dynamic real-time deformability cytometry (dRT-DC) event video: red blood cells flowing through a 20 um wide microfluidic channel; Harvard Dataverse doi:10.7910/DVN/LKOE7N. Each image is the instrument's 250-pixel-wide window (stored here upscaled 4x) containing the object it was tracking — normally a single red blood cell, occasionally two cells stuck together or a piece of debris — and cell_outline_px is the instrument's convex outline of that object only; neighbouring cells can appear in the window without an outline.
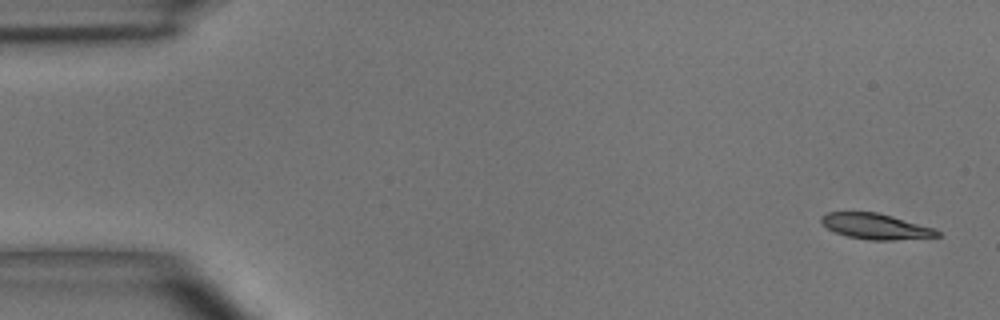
{"species": "common noctule bat (a hibernating species)", "species_latin": "Nyctalus noctula", "temperature_condition": "room temperature", "stored_images_in_passage": 4, "camera_frame_rate_fps": 3000, "um_per_image_px": 0.085, "animal": {"sex": "male", "body_mass_g": 15.6}, "frame": {"image": 1, "passage_image": 1, "time_ms": 0.0, "image_size_px": [1000, 320], "cell_outline_px": [[940, 236], [896, 240], [868, 240], [848, 236], [836, 232], [828, 228], [820, 220], [820, 216], [828, 212], [876, 212], [892, 216], [936, 228], [940, 232]], "centroid_in_image_um": [74.46, 19.24], "position_along_channel_um": 10.5, "area_um2": 17.28}}
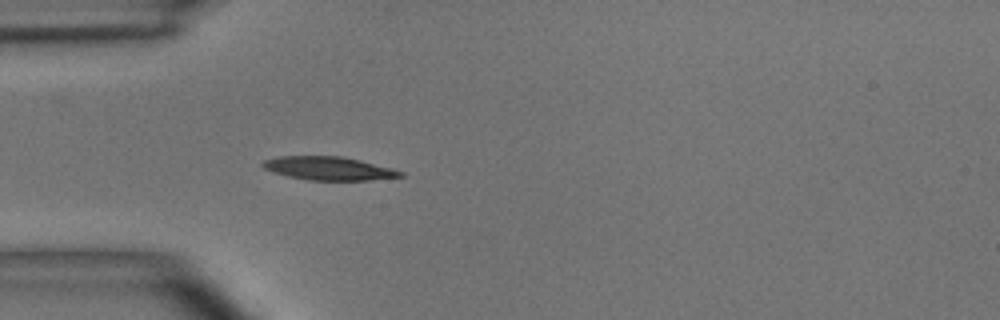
{"frame": {"image": 2, "passage_image": 4, "time_ms": 4.333, "image_size_px": [1000, 320], "cell_outline_px": [[404, 176], [368, 180], [308, 180], [288, 176], [272, 172], [264, 168], [260, 164], [264, 160], [276, 156], [344, 156], [392, 168], [404, 172]], "centroid_in_image_um": [27.92, 14.3], "position_along_channel_um": 57.1, "area_um2": 18.84}}